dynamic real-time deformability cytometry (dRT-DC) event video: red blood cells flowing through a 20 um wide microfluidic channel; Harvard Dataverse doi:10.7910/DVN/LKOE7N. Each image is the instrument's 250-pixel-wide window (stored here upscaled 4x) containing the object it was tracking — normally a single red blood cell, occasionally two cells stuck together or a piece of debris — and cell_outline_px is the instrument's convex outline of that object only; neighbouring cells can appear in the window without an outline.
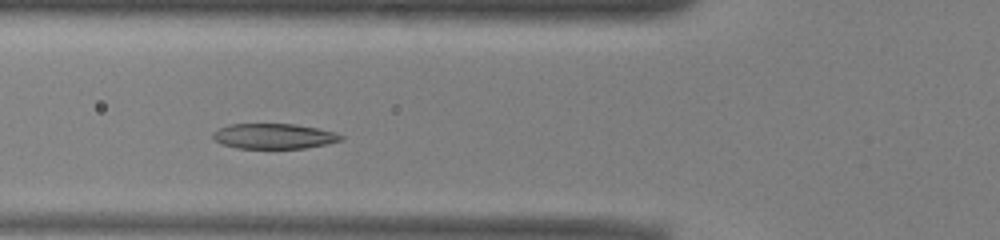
{"species": "common noctule bat (a hibernating species)", "species_latin": "Nyctalus noctula", "temperature_condition": "warm", "stored_images_in_passage": 43, "camera_frame_rate_fps": 3000, "um_per_image_px": 0.085, "animal": {"sex": "male", "body_mass_g": 13.0, "forearm_length_mm": 53.1}, "frame": {"image": 1, "passage_image": 10, "time_ms": 3.0, "image_size_px": [1000, 240], "cell_outline_px": [[344, 140], [328, 144], [304, 148], [236, 148], [220, 144], [212, 140], [212, 132], [216, 128], [228, 124], [296, 124], [336, 132], [344, 136]], "centroid_in_image_um": [23.24, 11.57], "position_along_channel_um": 102.6, "area_um2": 19.19}}
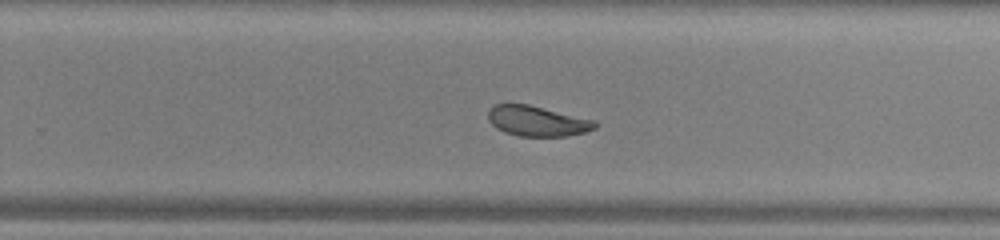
{"frame": {"image": 2, "passage_image": 24, "time_ms": 7.667, "image_size_px": [1000, 240], "cell_outline_px": [[596, 128], [584, 132], [568, 136], [516, 136], [504, 132], [496, 128], [488, 120], [488, 112], [492, 104], [528, 104], [596, 120]], "centroid_in_image_um": [45.64, 10.29], "position_along_channel_um": 284.2, "area_um2": 18.96}}
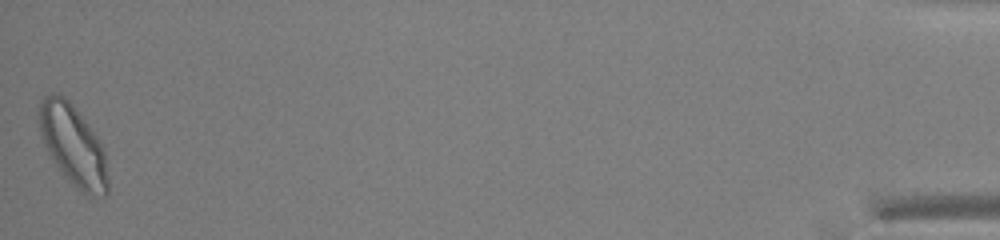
{"frame": {"image": 3, "passage_image": 43, "time_ms": 14.0, "image_size_px": [1000, 240], "cell_outline_px": [[108, 192], [104, 196], [88, 196], [80, 192], [64, 176], [52, 160], [44, 144], [40, 132], [36, 116], [40, 100], [44, 96], [60, 92], [72, 104], [96, 136], [104, 148], [108, 176]], "centroid_in_image_um": [6.19, 12.35], "position_along_channel_um": 429.0, "area_um2": 32.66}, "authors_computed_cell_mechanics": {"area_um2": 20.808, "velocity_mm_per_s": 3.8987, "shape_relaxation_time_tau1_ms": 3.876, "shape_relaxation_time_tau2_ms": 0.9572, "deformation_change_tau1": 0.1365, "deformation_change_tau2": 0.056}}